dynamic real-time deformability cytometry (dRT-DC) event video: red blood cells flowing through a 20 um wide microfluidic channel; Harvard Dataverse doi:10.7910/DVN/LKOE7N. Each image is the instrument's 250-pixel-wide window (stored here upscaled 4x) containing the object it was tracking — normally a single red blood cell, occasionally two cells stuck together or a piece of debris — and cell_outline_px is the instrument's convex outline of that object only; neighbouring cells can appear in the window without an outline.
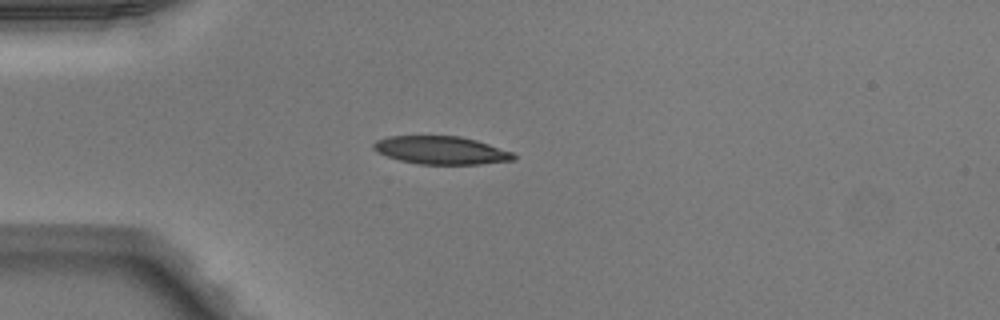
{"species": "Egyptian fruit bat (a non-hibernating species)", "species_latin": "Rousettus aegyptiacus", "temperature_condition": "warm", "stored_images_in_passage": 37, "camera_frame_rate_fps": 3000, "um_per_image_px": 0.085, "animal": {"sex": "male"}, "frame": {"image": 1, "passage_image": 1, "time_ms": 0.0, "image_size_px": [1000, 320], "cell_outline_px": [[516, 160], [480, 164], [420, 164], [400, 160], [376, 152], [372, 148], [372, 144], [376, 140], [388, 136], [460, 136], [476, 140], [512, 152], [516, 156]], "centroid_in_image_um": [37.48, 12.77], "position_along_channel_um": 47.5, "area_um2": 22.83}}
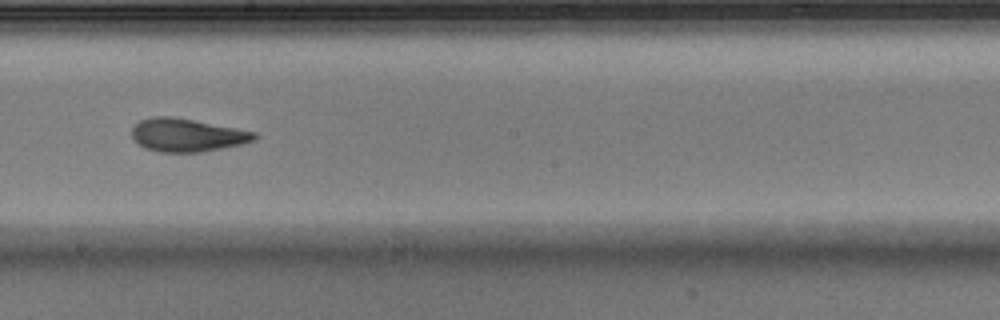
{"frame": {"image": 2, "passage_image": 16, "time_ms": 5.0, "image_size_px": [1000, 320], "cell_outline_px": [[256, 140], [240, 144], [200, 152], [160, 152], [144, 148], [132, 136], [132, 128], [140, 120], [152, 116], [172, 116], [236, 128], [256, 132]], "centroid_in_image_um": [15.88, 11.47], "position_along_channel_um": 232.3, "area_um2": 23.41}}
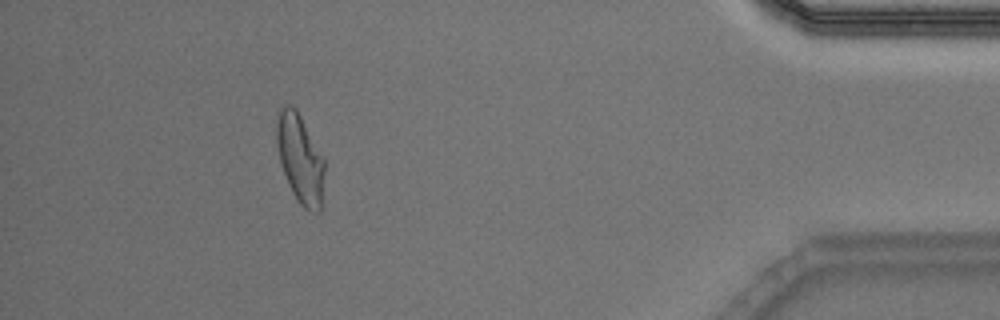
{"frame": {"image": 3, "passage_image": 33, "time_ms": 10.667, "image_size_px": [1000, 320], "cell_outline_px": [[324, 172], [320, 212], [312, 212], [304, 208], [296, 200], [288, 184], [280, 160], [276, 144], [276, 112], [284, 104], [292, 104], [296, 108], [324, 156]], "centroid_in_image_um": [25.49, 13.43], "position_along_channel_um": 409.7, "area_um2": 25.14}, "authors_computed_cell_mechanics": {"area_um2": 23.8136, "velocity_mm_per_s": 4.0343, "shape_relaxation_time_tau1_ms": 6.6021, "shape_relaxation_time_tau2_ms": 1.9964, "deformation_change_tau1": 0.2133, "deformation_change_tau2": 0.0985}}